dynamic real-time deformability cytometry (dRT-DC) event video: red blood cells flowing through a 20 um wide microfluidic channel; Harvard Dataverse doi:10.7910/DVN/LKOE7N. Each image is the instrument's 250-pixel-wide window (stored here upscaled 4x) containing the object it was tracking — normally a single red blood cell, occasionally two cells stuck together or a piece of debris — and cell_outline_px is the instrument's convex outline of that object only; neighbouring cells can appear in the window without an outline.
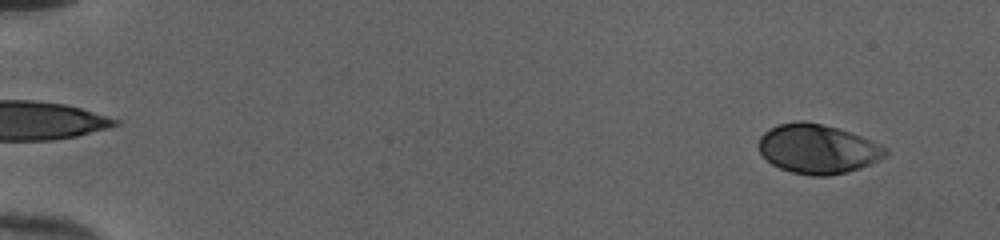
{"species": "human", "species_latin": "Homo sapiens", "temperature_condition": "cold", "stored_images_in_passage": 52, "camera_frame_rate_fps": 3000, "um_per_image_px": 0.085, "donor": {"sex": "female"}, "frame": {"image": 1, "passage_image": 4, "time_ms": 1.0, "image_size_px": [1000, 240], "cell_outline_px": [[888, 152], [880, 160], [860, 168], [848, 172], [828, 176], [812, 176], [792, 172], [780, 168], [772, 164], [760, 152], [760, 136], [764, 132], [780, 124], [800, 120], [820, 124], [836, 128], [860, 136], [888, 148]], "centroid_in_image_um": [69.52, 12.68], "position_along_channel_um": 15.5, "area_um2": 36.01}}
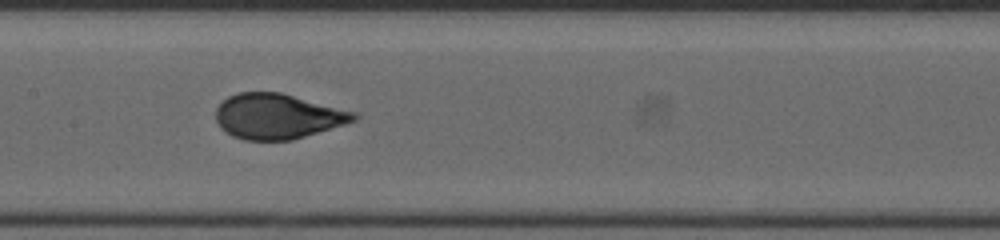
{"frame": {"image": 2, "passage_image": 28, "time_ms": 9.0, "image_size_px": [1000, 240], "cell_outline_px": [[360, 116], [356, 120], [344, 124], [292, 140], [244, 140], [232, 136], [224, 132], [220, 128], [216, 120], [216, 108], [228, 96], [240, 92], [280, 92], [360, 112]], "centroid_in_image_um": [23.62, 9.88], "position_along_channel_um": 183.8, "area_um2": 36.65}}
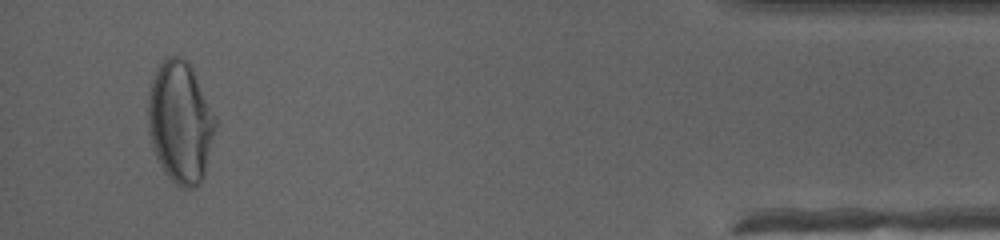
{"frame": {"image": 3, "passage_image": 50, "time_ms": 16.333, "image_size_px": [1000, 240], "cell_outline_px": [[220, 120], [204, 176], [192, 188], [180, 188], [168, 176], [160, 164], [152, 148], [148, 132], [148, 92], [152, 80], [160, 64], [168, 56], [180, 56], [188, 60]], "centroid_in_image_um": [15.37, 10.37], "position_along_channel_um": 419.8, "area_um2": 48.73}, "authors_computed_cell_mechanics": {"area_um2": 36.6741, "velocity_mm_per_s": 4.0212, "shape_relaxation_time_tau1_ms": 6.6165, "shape_relaxation_time_tau2_ms": null, "deformation_change_tau1": 0.2396, "deformation_change_tau2": null}}